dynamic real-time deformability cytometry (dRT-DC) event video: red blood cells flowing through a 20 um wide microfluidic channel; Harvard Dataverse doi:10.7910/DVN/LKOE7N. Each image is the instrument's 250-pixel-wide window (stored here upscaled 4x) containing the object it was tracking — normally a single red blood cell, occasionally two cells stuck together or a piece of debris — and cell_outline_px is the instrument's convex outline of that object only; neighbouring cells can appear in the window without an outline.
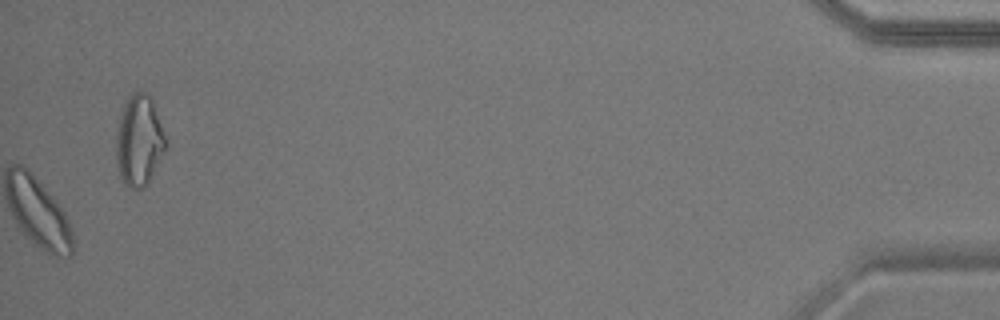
{"species": "common noctule bat (a hibernating species)", "species_latin": "Nyctalus noctula", "temperature_condition": "warm", "stored_images_in_passage": 55, "camera_frame_rate_fps": 3000, "um_per_image_px": 0.085, "animal": {"sex": "male", "body_mass_g": 17.9}, "frame": {"image": 1, "passage_image": 55, "time_ms": 18.0, "image_size_px": [1000, 320], "cell_outline_px": [[168, 144], [148, 180], [140, 188], [128, 188], [124, 184], [120, 176], [116, 160], [116, 132], [120, 116], [124, 104], [128, 96], [132, 92], [144, 92], [152, 96], [168, 140]], "centroid_in_image_um": [11.83, 11.88], "position_along_channel_um": 423.4, "area_um2": 26.36}, "authors_computed_cell_mechanics": {"area_um2": 19.9988, "velocity_mm_per_s": 3.5859, "shape_relaxation_time_tau1_ms": 4.3611, "shape_relaxation_time_tau2_ms": 2.1469, "deformation_change_tau1": 0.0934, "deformation_change_tau2": 0.0784}}